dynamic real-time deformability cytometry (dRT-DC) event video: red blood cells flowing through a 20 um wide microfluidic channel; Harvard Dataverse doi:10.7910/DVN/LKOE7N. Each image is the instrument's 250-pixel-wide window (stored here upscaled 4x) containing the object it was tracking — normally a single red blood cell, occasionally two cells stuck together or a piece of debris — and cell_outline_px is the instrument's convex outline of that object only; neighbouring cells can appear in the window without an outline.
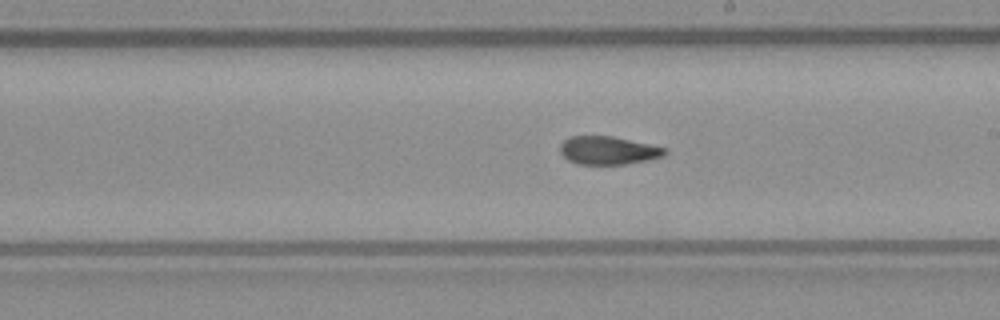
{"species": "common noctule bat (a hibernating species)", "species_latin": "Nyctalus noctula", "temperature_condition": "warm", "stored_images_in_passage": 27, "camera_frame_rate_fps": 3000, "um_per_image_px": 0.085, "animal": {"sex": "male", "body_mass_g": 23.1, "forearm_length_mm": 52.7}, "frame": {"image": 1, "passage_image": 16, "time_ms": 5.0, "image_size_px": [1000, 320], "cell_outline_px": [[668, 152], [664, 156], [648, 160], [624, 164], [576, 164], [568, 160], [560, 152], [560, 144], [564, 140], [572, 136], [612, 136], [668, 148]], "centroid_in_image_um": [51.71, 12.79], "position_along_channel_um": 237.3, "area_um2": 17.22}}
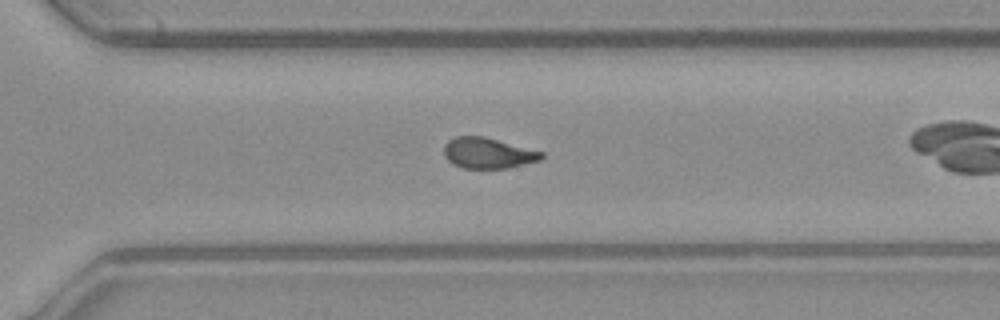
{"frame": {"image": 2, "passage_image": 23, "time_ms": 7.333, "image_size_px": [1000, 320], "cell_outline_px": [[544, 156], [540, 160], [508, 168], [464, 168], [448, 160], [444, 156], [444, 144], [448, 140], [456, 136], [484, 136], [544, 152]], "centroid_in_image_um": [41.48, 13.0], "position_along_channel_um": 329.1, "area_um2": 17.4}}